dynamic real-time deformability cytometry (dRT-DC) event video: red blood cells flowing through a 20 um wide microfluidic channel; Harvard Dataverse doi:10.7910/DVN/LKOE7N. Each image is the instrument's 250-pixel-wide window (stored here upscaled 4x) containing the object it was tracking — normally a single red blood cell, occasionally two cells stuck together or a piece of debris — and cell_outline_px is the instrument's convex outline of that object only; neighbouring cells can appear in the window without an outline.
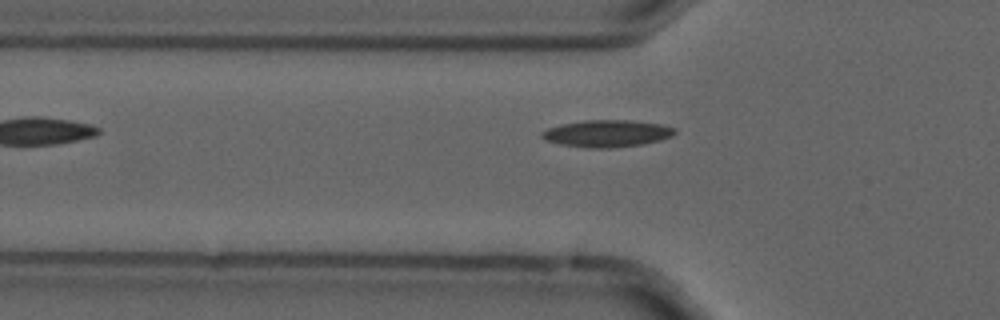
{"species": "common noctule bat (a hibernating species)", "species_latin": "Nyctalus noctula", "temperature_condition": "cold", "stored_images_in_passage": 8, "camera_frame_rate_fps": 3000, "um_per_image_px": 0.085, "animal": {"sex": "male", "forearm_length_mm": 52.5}, "frame": {"image": 1, "passage_image": 5, "time_ms": 1.333, "image_size_px": [1000, 320], "cell_outline_px": [[676, 132], [672, 136], [660, 140], [640, 144], [612, 148], [588, 148], [560, 144], [544, 140], [540, 136], [540, 132], [548, 128], [560, 124], [584, 120], [632, 120], [660, 124], [676, 128]], "centroid_in_image_um": [51.56, 11.34], "position_along_channel_um": 74.2, "area_um2": 21.04}}
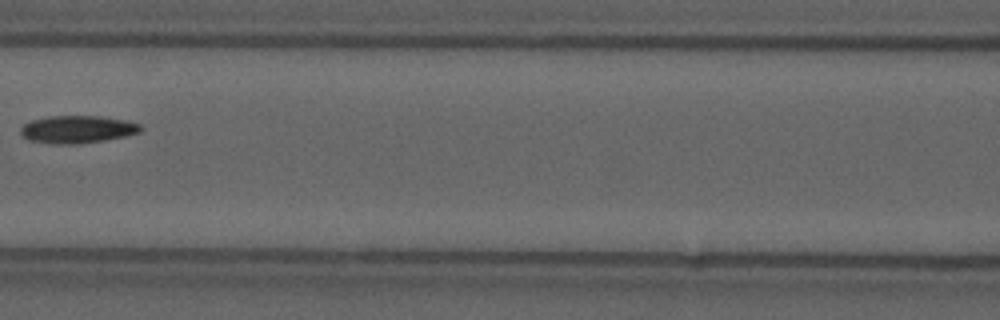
{"frame": {"image": 2, "passage_image": 7, "time_ms": 2.0, "image_size_px": [1000, 320], "cell_outline_px": [[144, 128], [140, 132], [124, 136], [104, 140], [76, 144], [52, 144], [28, 140], [20, 132], [20, 128], [24, 124], [32, 120], [48, 116], [100, 116], [128, 120], [140, 124]], "centroid_in_image_um": [6.59, 10.99], "position_along_channel_um": 160.0, "area_um2": 19.36}}